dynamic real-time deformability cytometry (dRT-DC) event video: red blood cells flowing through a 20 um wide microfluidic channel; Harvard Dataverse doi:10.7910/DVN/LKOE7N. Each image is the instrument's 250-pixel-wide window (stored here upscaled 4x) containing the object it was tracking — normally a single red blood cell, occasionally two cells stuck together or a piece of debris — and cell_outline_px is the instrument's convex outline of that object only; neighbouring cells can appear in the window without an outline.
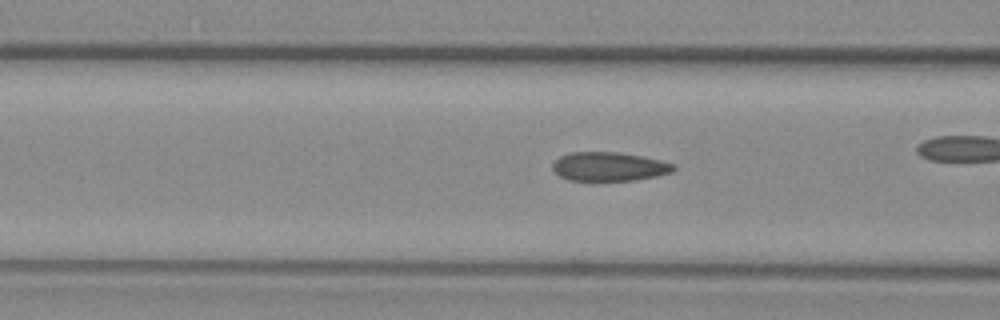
{"species": "common noctule bat (a hibernating species)", "species_latin": "Nyctalus noctula", "temperature_condition": "warm", "stored_images_in_passage": 27, "camera_frame_rate_fps": 3000, "um_per_image_px": 0.085, "animal": {"sex": "female", "body_mass_g": 29.2, "forearm_length_mm": 56.3}, "frame": {"image": 1, "passage_image": 5, "time_ms": 1.333, "image_size_px": [1000, 320], "cell_outline_px": [[676, 168], [672, 172], [656, 176], [636, 180], [592, 184], [568, 180], [560, 176], [552, 168], [552, 164], [560, 156], [572, 152], [620, 152], [644, 156], [676, 164]], "centroid_in_image_um": [51.77, 14.21], "position_along_channel_um": 114.8, "area_um2": 21.39}}